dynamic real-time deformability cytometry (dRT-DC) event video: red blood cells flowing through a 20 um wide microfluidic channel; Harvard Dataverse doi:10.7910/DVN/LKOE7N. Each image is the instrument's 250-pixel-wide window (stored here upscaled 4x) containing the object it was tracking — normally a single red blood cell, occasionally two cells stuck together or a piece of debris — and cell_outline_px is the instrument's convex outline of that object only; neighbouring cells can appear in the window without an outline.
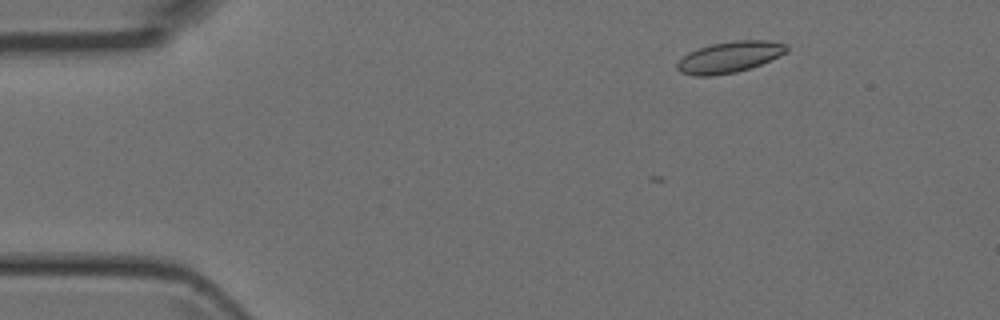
{"species": "Egyptian fruit bat (a non-hibernating species)", "species_latin": "Rousettus aegyptiacus", "temperature_condition": "room temperature", "stored_images_in_passage": 3, "camera_frame_rate_fps": 3000, "um_per_image_px": 0.085, "animal": {"sex": "female"}, "frame": {"image": 1, "passage_image": 1, "time_ms": 0.0, "image_size_px": [1000, 320], "cell_outline_px": [[788, 52], [760, 64], [736, 72], [712, 76], [696, 76], [680, 72], [676, 68], [676, 64], [688, 52], [712, 44], [736, 40], [768, 40], [788, 44]], "centroid_in_image_um": [62.02, 4.85], "position_along_channel_um": 23.0, "area_um2": 19.77}}